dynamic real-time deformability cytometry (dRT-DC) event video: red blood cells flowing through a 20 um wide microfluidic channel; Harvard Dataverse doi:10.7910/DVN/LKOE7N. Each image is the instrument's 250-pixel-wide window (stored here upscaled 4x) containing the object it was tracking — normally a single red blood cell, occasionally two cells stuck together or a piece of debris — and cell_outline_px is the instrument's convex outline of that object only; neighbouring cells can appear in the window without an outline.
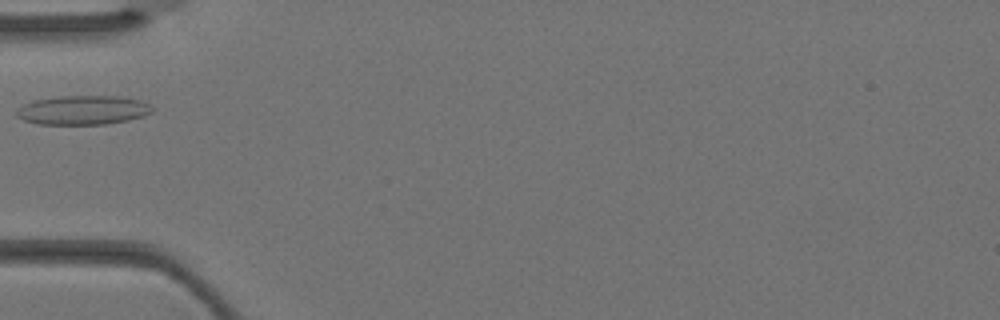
{"species": "Egyptian fruit bat (a non-hibernating species)", "species_latin": "Rousettus aegyptiacus", "temperature_condition": "warm", "stored_images_in_passage": 2, "camera_frame_rate_fps": 3000, "um_per_image_px": 0.085, "animal": {"sex": "female"}, "frame": {"image": 1, "passage_image": 2, "time_ms": 0.333, "image_size_px": [1000, 320], "cell_outline_px": [[156, 108], [152, 112], [144, 116], [128, 120], [104, 124], [36, 124], [24, 120], [16, 116], [16, 112], [24, 104], [32, 100], [56, 96], [120, 96], [144, 100], [152, 104]], "centroid_in_image_um": [7.11, 9.34], "position_along_channel_um": 77.9, "area_um2": 23.41}}